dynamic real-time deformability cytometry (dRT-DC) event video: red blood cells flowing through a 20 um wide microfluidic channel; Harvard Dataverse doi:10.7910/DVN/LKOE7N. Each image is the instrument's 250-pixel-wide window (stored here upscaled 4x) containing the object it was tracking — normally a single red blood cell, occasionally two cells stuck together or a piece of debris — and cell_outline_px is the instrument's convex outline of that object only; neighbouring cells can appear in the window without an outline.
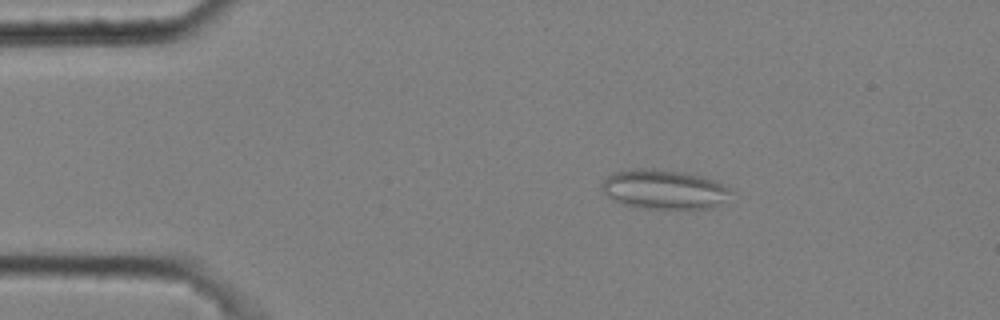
{"species": "common noctule bat (a hibernating species)", "species_latin": "Nyctalus noctula", "temperature_condition": "cold", "stored_images_in_passage": 52, "segment_of_instrument_passage": [1, 2], "camera_frame_rate_fps": 3000, "um_per_image_px": 0.085, "animal": {"sex": "male", "body_mass_g": 20.4}, "frame": {"image": 1, "passage_image": 9, "time_ms": 2.667, "image_size_px": [1000, 320], "cell_outline_px": [[732, 192], [712, 208], [692, 212], [632, 208], [620, 204], [612, 200], [604, 192], [600, 184], [612, 172], [632, 168], [652, 168], [684, 172], [700, 176], [712, 180], [728, 188]], "centroid_in_image_um": [56.38, 16.15], "position_along_channel_um": 28.6, "area_um2": 30.69}}